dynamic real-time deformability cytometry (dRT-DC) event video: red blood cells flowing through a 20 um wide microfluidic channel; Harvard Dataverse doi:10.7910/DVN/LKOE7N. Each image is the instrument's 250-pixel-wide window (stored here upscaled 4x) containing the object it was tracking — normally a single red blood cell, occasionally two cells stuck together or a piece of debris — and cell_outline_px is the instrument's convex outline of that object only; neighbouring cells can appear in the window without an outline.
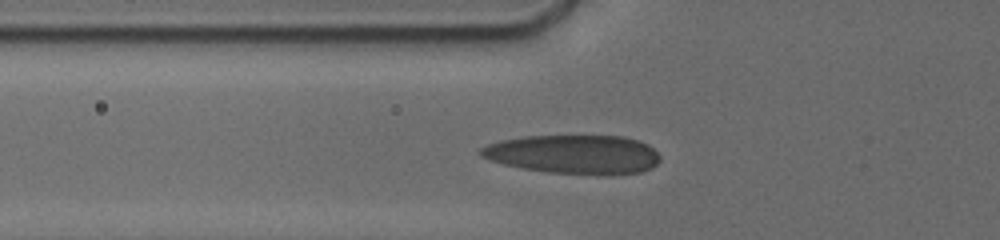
{"species": "human", "species_latin": "Homo sapiens", "temperature_condition": "cold", "stored_images_in_passage": 39, "camera_frame_rate_fps": 3000, "um_per_image_px": 0.085, "donor": {"sex": "male"}, "frame": {"image": 1, "passage_image": 15, "time_ms": 5.667, "image_size_px": [1000, 240], "cell_outline_px": [[660, 160], [652, 168], [640, 172], [548, 172], [524, 168], [504, 164], [488, 160], [480, 156], [476, 152], [480, 148], [488, 144], [500, 140], [524, 136], [624, 136], [648, 144], [660, 156]], "centroid_in_image_um": [48.69, 13.07], "position_along_channel_um": 77.1, "area_um2": 39.77}}
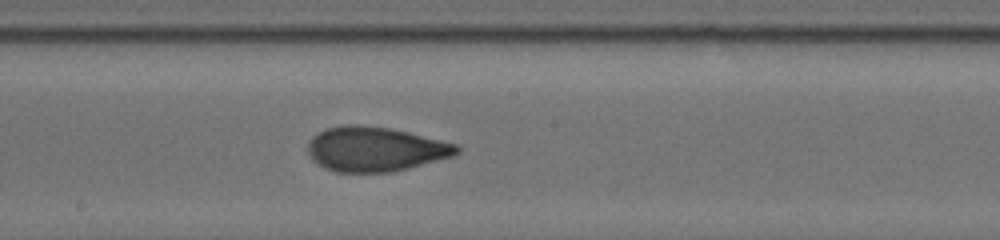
{"frame": {"image": 2, "passage_image": 25, "time_ms": 9.333, "image_size_px": [1000, 240], "cell_outline_px": [[460, 148], [452, 156], [408, 168], [392, 172], [336, 172], [324, 168], [316, 164], [312, 160], [308, 152], [308, 144], [312, 136], [328, 128], [348, 124], [356, 124], [388, 128], [456, 144]], "centroid_in_image_um": [31.83, 12.69], "position_along_channel_um": 216.4, "area_um2": 38.21}}
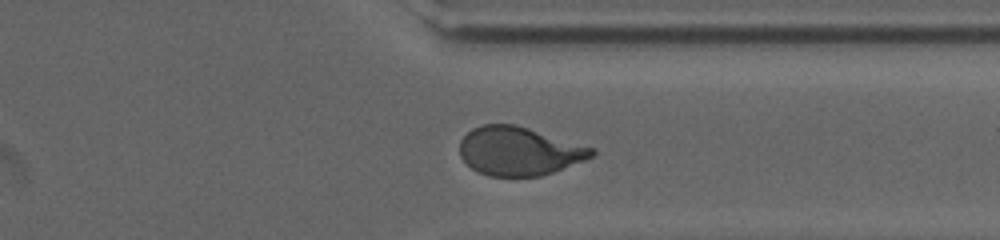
{"frame": {"image": 3, "passage_image": 36, "time_ms": 13.333, "image_size_px": [1000, 240], "cell_outline_px": [[596, 152], [592, 156], [584, 160], [552, 172], [540, 176], [488, 176], [472, 168], [460, 156], [460, 140], [472, 128], [480, 124], [512, 124], [596, 148]], "centroid_in_image_um": [44.1, 12.84], "position_along_channel_um": 367.3, "area_um2": 36.99}, "authors_computed_cell_mechanics": {"area_um2": 37.9746, "velocity_mm_per_s": 3.7881, "shape_relaxation_time_tau1_ms": 4.4113, "shape_relaxation_time_tau2_ms": 1.2093, "deformation_change_tau1": 0.1833, "deformation_change_tau2": 0.0727}}